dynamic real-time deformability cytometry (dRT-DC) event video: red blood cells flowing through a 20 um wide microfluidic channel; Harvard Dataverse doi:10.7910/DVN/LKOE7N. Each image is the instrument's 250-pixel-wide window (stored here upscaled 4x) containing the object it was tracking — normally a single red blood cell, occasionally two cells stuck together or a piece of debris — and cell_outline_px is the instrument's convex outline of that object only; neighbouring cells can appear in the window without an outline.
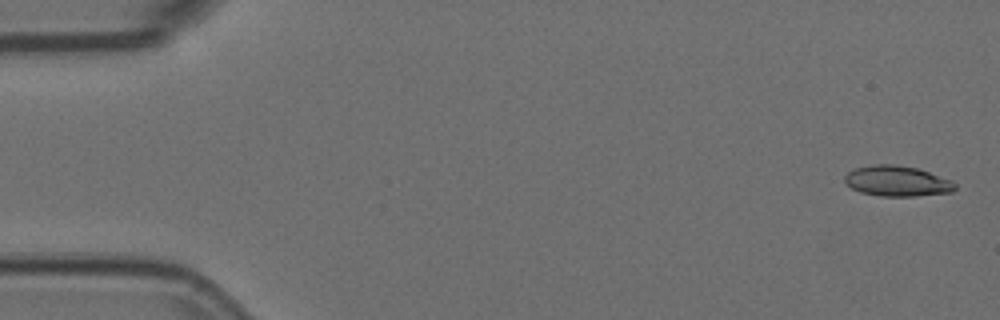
{"species": "Egyptian fruit bat (a non-hibernating species)", "species_latin": "Rousettus aegyptiacus", "temperature_condition": "room temperature", "stored_images_in_passage": 4, "camera_frame_rate_fps": 3000, "um_per_image_px": 0.085, "animal": {"sex": "female"}, "frame": {"image": 1, "passage_image": 1, "time_ms": 0.0, "image_size_px": [1000, 320], "cell_outline_px": [[956, 188], [952, 192], [916, 196], [880, 196], [860, 192], [844, 184], [844, 176], [848, 172], [856, 168], [872, 164], [896, 164], [916, 168], [952, 180], [956, 184]], "centroid_in_image_um": [76.23, 15.39], "position_along_channel_um": 8.8, "area_um2": 19.71}}
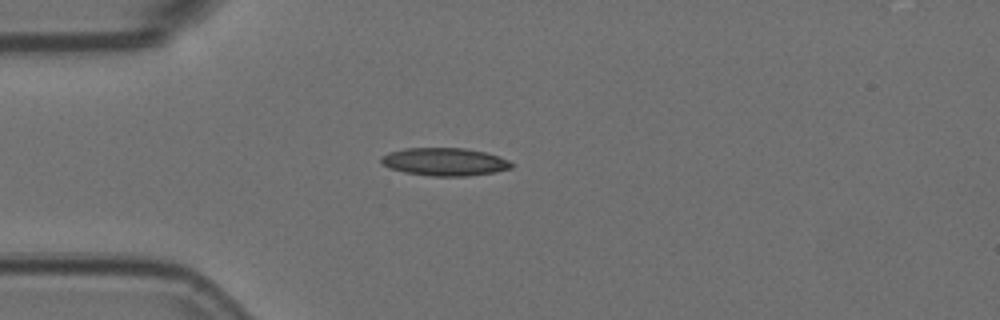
{"frame": {"image": 2, "passage_image": 4, "time_ms": 1.0, "image_size_px": [1000, 320], "cell_outline_px": [[512, 168], [492, 172], [468, 176], [432, 176], [404, 172], [388, 168], [380, 160], [380, 156], [388, 152], [404, 148], [464, 148], [484, 152], [500, 156], [508, 160], [512, 164]], "centroid_in_image_um": [37.76, 13.75], "position_along_channel_um": 47.2, "area_um2": 21.15}}